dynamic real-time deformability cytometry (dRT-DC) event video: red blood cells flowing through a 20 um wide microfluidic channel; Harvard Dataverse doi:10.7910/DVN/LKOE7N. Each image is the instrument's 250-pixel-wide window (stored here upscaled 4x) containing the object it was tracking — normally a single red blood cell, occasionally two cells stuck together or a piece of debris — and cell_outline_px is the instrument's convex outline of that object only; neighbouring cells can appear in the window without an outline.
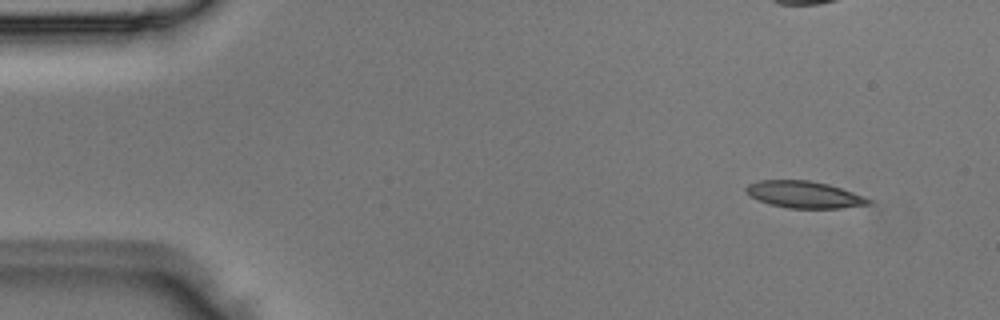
{"species": "Egyptian fruit bat (a non-hibernating species)", "species_latin": "Rousettus aegyptiacus", "temperature_condition": "room temperature", "stored_images_in_passage": 5, "camera_frame_rate_fps": 3000, "um_per_image_px": 0.085, "animal": {"sex": "male"}, "frame": {"image": 1, "passage_image": 1, "time_ms": 0.0, "image_size_px": [1000, 320], "cell_outline_px": [[872, 204], [840, 208], [788, 208], [768, 204], [752, 196], [744, 188], [748, 184], [760, 180], [808, 180], [828, 184], [864, 196], [872, 200]], "centroid_in_image_um": [68.38, 16.54], "position_along_channel_um": 16.6, "area_um2": 19.02}}
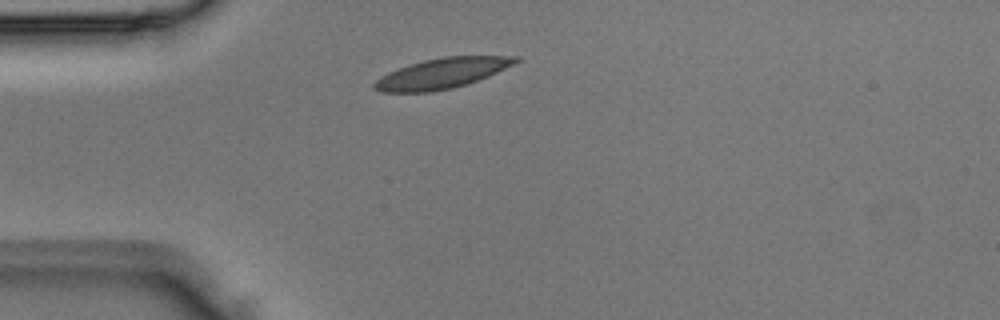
{"frame": {"image": 2, "passage_image": 5, "time_ms": 1.333, "image_size_px": [1000, 320], "cell_outline_px": [[520, 60], [488, 76], [452, 88], [432, 92], [380, 92], [372, 88], [372, 84], [380, 76], [388, 72], [424, 60], [444, 56], [520, 56]], "centroid_in_image_um": [37.51, 6.24], "position_along_channel_um": 47.5, "area_um2": 24.62}}